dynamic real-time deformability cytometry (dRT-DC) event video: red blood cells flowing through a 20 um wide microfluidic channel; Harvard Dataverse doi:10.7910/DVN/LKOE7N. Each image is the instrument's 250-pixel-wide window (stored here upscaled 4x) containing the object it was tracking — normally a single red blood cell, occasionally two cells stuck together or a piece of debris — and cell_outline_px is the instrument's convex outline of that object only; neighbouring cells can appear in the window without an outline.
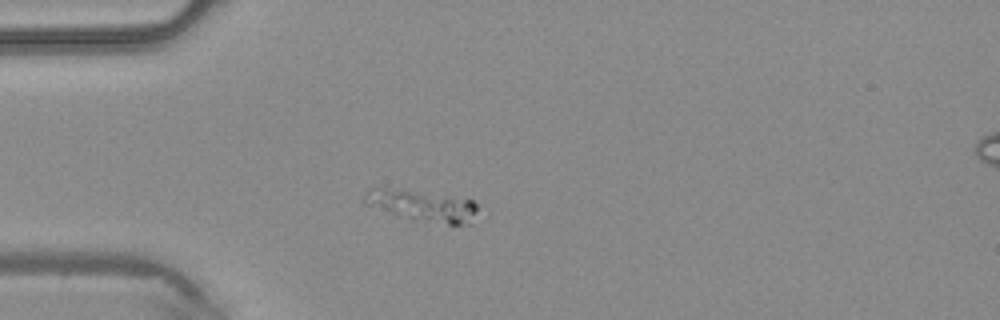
{"species": "common noctule bat (a hibernating species)", "species_latin": "Nyctalus noctula", "temperature_condition": "warm", "stored_images_in_passage": 1, "camera_frame_rate_fps": 3000, "um_per_image_px": 0.085, "animal": {"sex": "male", "body_mass_g": 20.4}, "frame": {"image": 1, "passage_image": 1, "time_ms": 0.0, "image_size_px": [1000, 320], "cell_outline_px": [[476, 208], [472, 224], [448, 224], [412, 220], [396, 216], [364, 204], [364, 196], [372, 188], [384, 188], [448, 196], [472, 200], [476, 204]], "centroid_in_image_um": [35.87, 17.52], "position_along_channel_um": 49.1, "area_um2": 20.23}}